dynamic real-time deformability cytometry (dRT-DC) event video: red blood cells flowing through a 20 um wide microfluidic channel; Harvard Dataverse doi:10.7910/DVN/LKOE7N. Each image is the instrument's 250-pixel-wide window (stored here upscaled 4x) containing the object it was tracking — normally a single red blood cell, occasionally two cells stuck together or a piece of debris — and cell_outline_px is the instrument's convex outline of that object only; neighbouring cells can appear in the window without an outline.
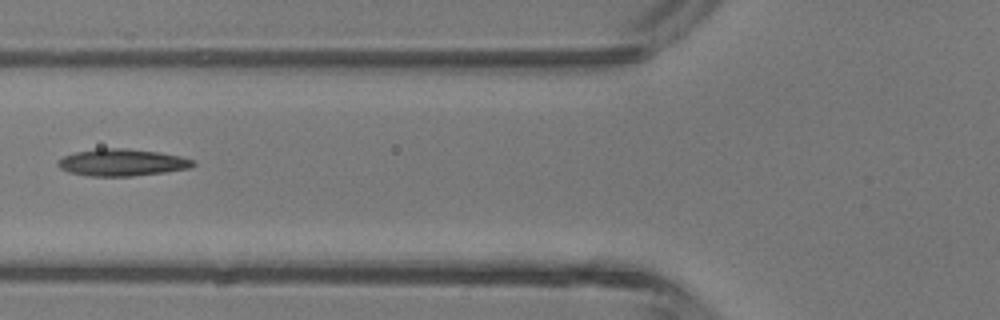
{"species": "common noctule bat (a hibernating species)", "species_latin": "Nyctalus noctula", "temperature_condition": "room temperature", "stored_images_in_passage": 3, "camera_frame_rate_fps": 3000, "um_per_image_px": 0.085, "animal": {"sex": "male", "body_mass_g": 13.3}, "frame": {"image": 1, "passage_image": 3, "time_ms": 2.333, "image_size_px": [1000, 320], "cell_outline_px": [[196, 164], [188, 168], [164, 172], [132, 176], [88, 176], [68, 172], [60, 168], [56, 164], [56, 160], [64, 156], [76, 152], [96, 148], [124, 148], [160, 152], [180, 156], [192, 160]], "centroid_in_image_um": [10.32, 13.8], "position_along_channel_um": 115.5, "area_um2": 21.27}}